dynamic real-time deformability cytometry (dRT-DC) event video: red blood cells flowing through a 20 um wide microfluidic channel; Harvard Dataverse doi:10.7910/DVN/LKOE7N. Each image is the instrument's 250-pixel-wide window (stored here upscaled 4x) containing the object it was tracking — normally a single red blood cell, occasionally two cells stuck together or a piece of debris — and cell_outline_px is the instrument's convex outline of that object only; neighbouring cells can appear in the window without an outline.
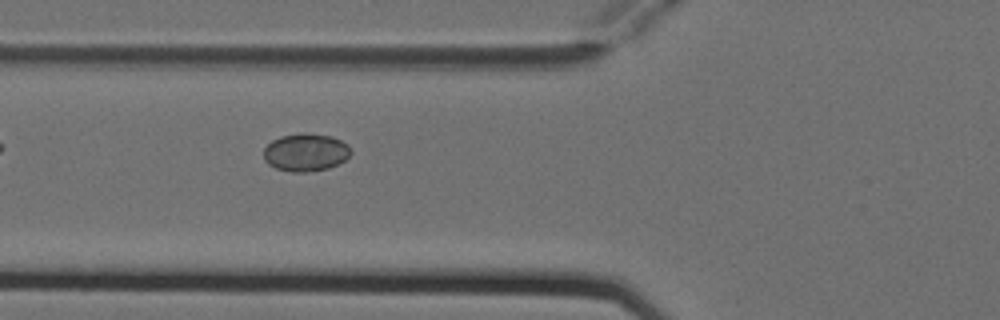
{"species": "Egyptian fruit bat (a non-hibernating species)", "species_latin": "Rousettus aegyptiacus", "temperature_condition": "cold", "stored_images_in_passage": 6, "camera_frame_rate_fps": 3000, "um_per_image_px": 0.085, "animal": {"sex": "female"}, "frame": {"image": 1, "passage_image": 6, "time_ms": 1.667, "image_size_px": [1000, 320], "cell_outline_px": [[352, 152], [344, 160], [328, 168], [304, 172], [292, 172], [276, 168], [268, 164], [264, 160], [264, 148], [272, 140], [280, 136], [300, 132], [308, 132], [332, 136], [348, 144]], "centroid_in_image_um": [25.97, 12.92], "position_along_channel_um": 99.8, "area_um2": 19.31}}